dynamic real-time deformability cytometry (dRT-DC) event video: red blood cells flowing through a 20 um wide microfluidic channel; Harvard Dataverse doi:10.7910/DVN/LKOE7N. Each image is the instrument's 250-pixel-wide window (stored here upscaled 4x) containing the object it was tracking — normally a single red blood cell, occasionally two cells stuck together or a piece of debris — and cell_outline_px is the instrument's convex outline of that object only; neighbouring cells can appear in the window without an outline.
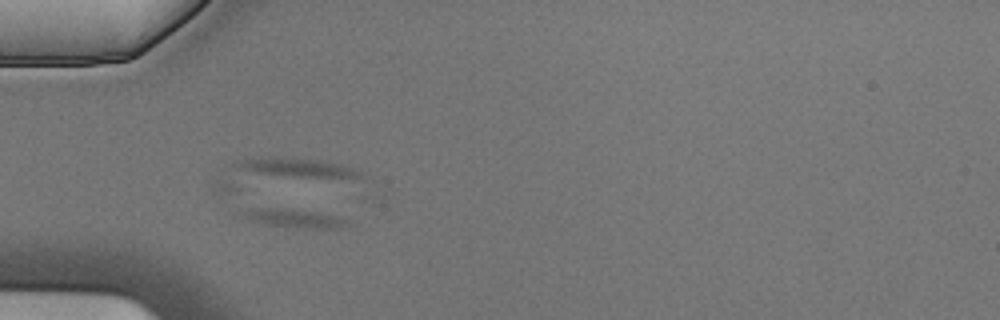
{"species": "Egyptian fruit bat (a non-hibernating species)", "species_latin": "Rousettus aegyptiacus", "temperature_condition": "cold", "stored_images_in_passage": 6, "camera_frame_rate_fps": 3000, "um_per_image_px": 0.085, "animal": {"sex": "male"}, "frame": {"image": 1, "passage_image": 4, "time_ms": 1.0, "image_size_px": [1000, 320], "cell_outline_px": [[352, 224], [344, 228], [284, 228], [264, 224], [248, 220], [240, 216], [236, 212], [248, 208], [268, 208], [312, 212], [336, 216], [348, 220]], "centroid_in_image_um": [24.91, 18.58], "position_along_channel_um": 60.1, "area_um2": 11.56}}
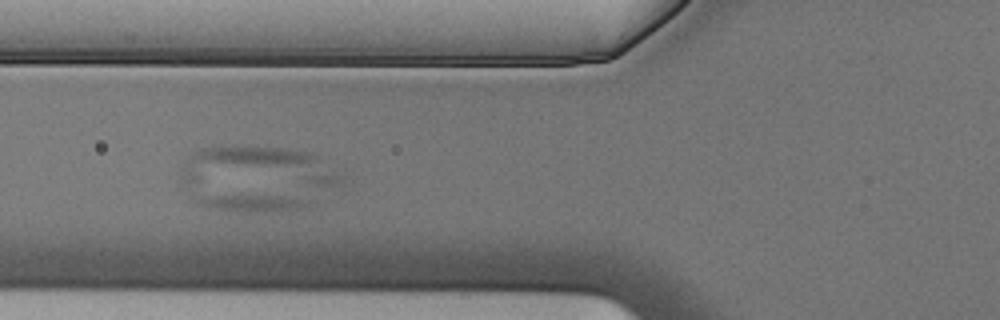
{"frame": {"image": 2, "passage_image": 5, "time_ms": 1.333, "image_size_px": [1000, 320], "cell_outline_px": [[308, 204], [300, 208], [288, 212], [236, 212], [208, 208], [200, 204], [192, 196], [280, 196], [308, 200]], "centroid_in_image_um": [21.41, 17.3], "position_along_channel_um": 104.4, "area_um2": 11.04}}